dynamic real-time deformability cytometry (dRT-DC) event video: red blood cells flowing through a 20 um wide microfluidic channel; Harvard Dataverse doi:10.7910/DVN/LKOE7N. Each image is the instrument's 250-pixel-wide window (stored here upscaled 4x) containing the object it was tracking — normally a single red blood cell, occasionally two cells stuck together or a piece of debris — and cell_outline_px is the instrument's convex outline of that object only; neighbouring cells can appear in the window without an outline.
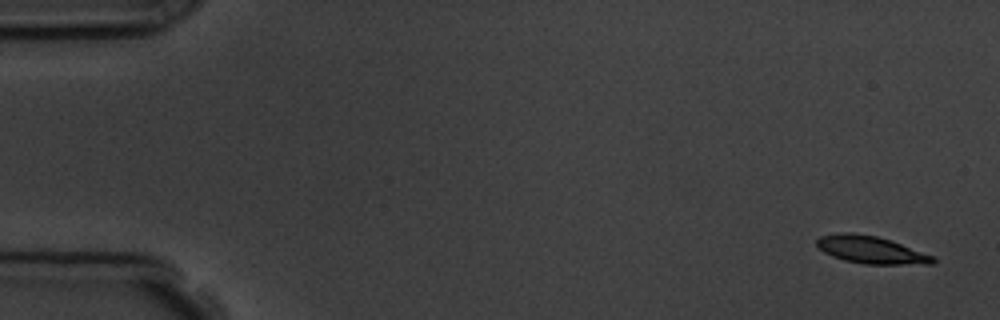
{"species": "common noctule bat (a hibernating species)", "species_latin": "Nyctalus noctula", "temperature_condition": "room temperature", "stored_images_in_passage": 4, "camera_frame_rate_fps": 3000, "um_per_image_px": 0.085, "animal": {"sex": "male", "body_mass_g": 19.5, "forearm_length_mm": 54.6}, "frame": {"image": 1, "passage_image": 1, "time_ms": 0.0, "image_size_px": [1000, 320], "cell_outline_px": [[936, 264], [864, 264], [844, 260], [832, 256], [824, 252], [816, 244], [816, 240], [820, 236], [840, 232], [852, 232], [876, 236], [936, 256]], "centroid_in_image_um": [74.04, 21.24], "position_along_channel_um": 11.0, "area_um2": 18.55}}
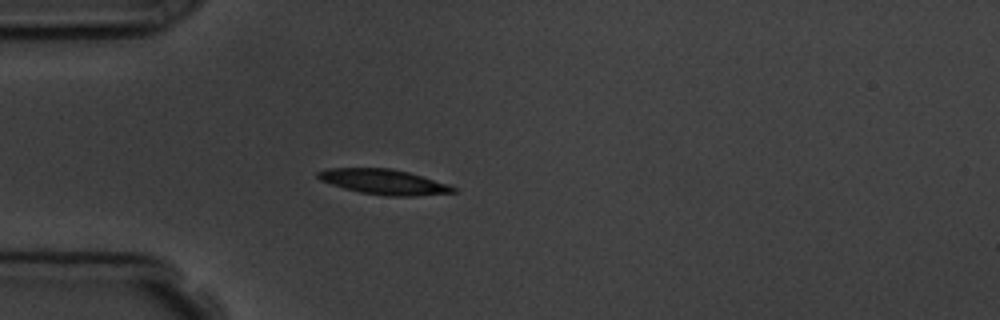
{"frame": {"image": 2, "passage_image": 4, "time_ms": 4.333, "image_size_px": [1000, 320], "cell_outline_px": [[456, 192], [412, 196], [388, 196], [360, 192], [344, 188], [320, 180], [316, 176], [316, 172], [328, 168], [388, 168], [408, 172], [448, 184], [456, 188]], "centroid_in_image_um": [32.6, 15.45], "position_along_channel_um": 52.4, "area_um2": 19.59}}